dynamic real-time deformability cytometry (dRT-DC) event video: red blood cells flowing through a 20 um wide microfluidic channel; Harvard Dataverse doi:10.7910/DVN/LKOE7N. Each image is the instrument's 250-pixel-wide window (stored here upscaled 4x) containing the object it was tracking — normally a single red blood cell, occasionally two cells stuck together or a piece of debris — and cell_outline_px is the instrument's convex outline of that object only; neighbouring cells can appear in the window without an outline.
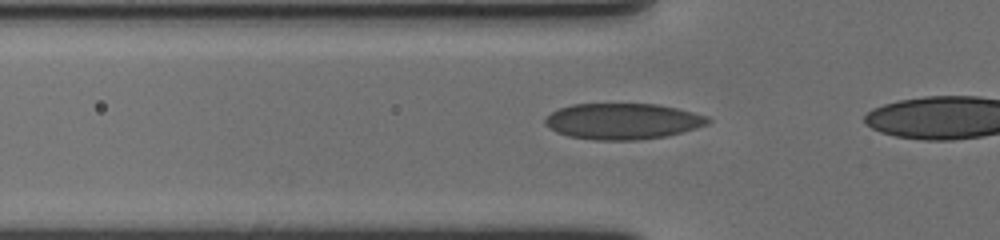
{"species": "human", "species_latin": "Homo sapiens", "temperature_condition": "cold", "stored_images_in_passage": 17, "camera_frame_rate_fps": 3000, "um_per_image_px": 0.085, "donor": {"sex": "female"}, "frame": {"image": 1, "passage_image": 15, "time_ms": 4.667, "image_size_px": [1000, 240], "cell_outline_px": [[712, 120], [708, 124], [696, 128], [668, 136], [636, 140], [592, 140], [568, 136], [556, 132], [548, 128], [544, 124], [544, 116], [560, 108], [572, 104], [656, 104], [676, 108], [708, 116]], "centroid_in_image_um": [52.9, 10.31], "position_along_channel_um": 72.9, "area_um2": 34.39}}